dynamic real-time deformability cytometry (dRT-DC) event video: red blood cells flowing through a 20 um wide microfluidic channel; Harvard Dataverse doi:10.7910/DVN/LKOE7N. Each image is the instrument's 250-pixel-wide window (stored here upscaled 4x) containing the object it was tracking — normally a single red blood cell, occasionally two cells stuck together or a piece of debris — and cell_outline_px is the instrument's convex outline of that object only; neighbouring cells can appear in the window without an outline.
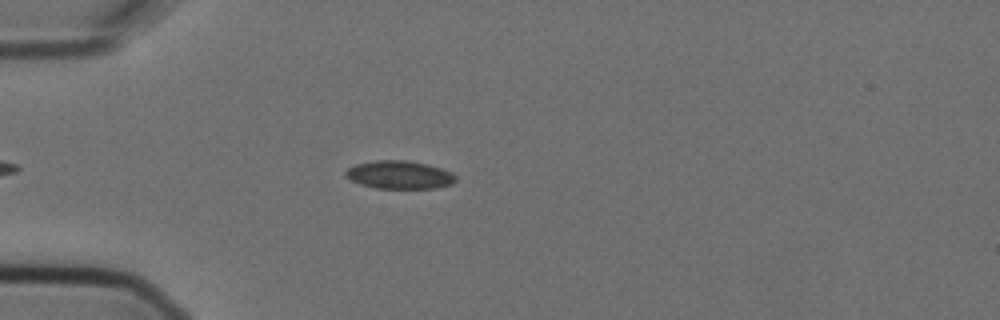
{"species": "Egyptian fruit bat (a non-hibernating species)", "species_latin": "Rousettus aegyptiacus", "temperature_condition": "cold", "stored_images_in_passage": 3, "camera_frame_rate_fps": 3000, "um_per_image_px": 0.085, "animal": {"sex": "female"}, "frame": {"image": 1, "passage_image": 3, "time_ms": 0.667, "image_size_px": [1000, 320], "cell_outline_px": [[456, 180], [452, 184], [436, 188], [376, 188], [360, 184], [344, 176], [344, 172], [348, 168], [356, 164], [376, 160], [404, 160], [428, 164], [452, 172], [456, 176]], "centroid_in_image_um": [33.95, 14.86], "position_along_channel_um": 51.0, "area_um2": 18.03}}